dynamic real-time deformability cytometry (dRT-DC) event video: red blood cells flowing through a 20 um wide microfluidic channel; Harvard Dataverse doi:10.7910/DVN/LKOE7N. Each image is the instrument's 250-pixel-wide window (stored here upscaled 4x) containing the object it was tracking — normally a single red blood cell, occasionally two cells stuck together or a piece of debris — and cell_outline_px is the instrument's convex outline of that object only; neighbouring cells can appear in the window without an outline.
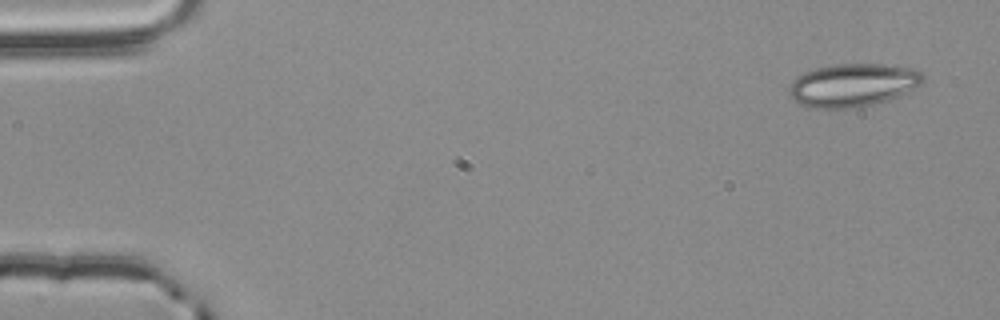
{"species": "common noctule bat (a hibernating species)", "species_latin": "Nyctalus noctula", "temperature_condition": "room temperature", "stored_images_in_passage": 53, "camera_frame_rate_fps": 3000, "um_per_image_px": 0.085, "animal": {"sex": "male", "body_mass_g": 20.4}, "frame": {"image": 1, "passage_image": 1, "time_ms": 0.0, "image_size_px": [1000, 320], "cell_outline_px": [[924, 80], [920, 84], [888, 100], [860, 108], [808, 108], [792, 100], [788, 96], [788, 84], [796, 76], [804, 72], [816, 68], [836, 64], [884, 64], [912, 68], [920, 72], [924, 76]], "centroid_in_image_um": [72.4, 7.24], "position_along_channel_um": 12.6, "area_um2": 33.87}}
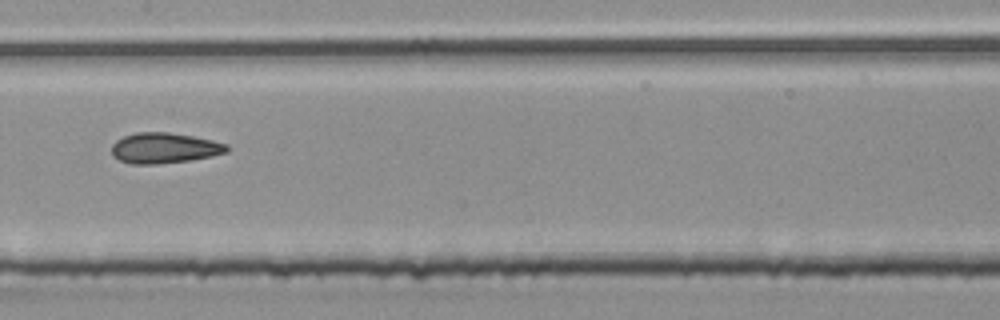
{"frame": {"image": 2, "passage_image": 26, "time_ms": 8.333, "image_size_px": [1000, 320], "cell_outline_px": [[228, 152], [212, 156], [188, 160], [156, 164], [132, 164], [120, 160], [112, 156], [112, 144], [116, 140], [124, 136], [136, 132], [168, 132], [192, 136], [212, 140], [228, 144]], "centroid_in_image_um": [13.96, 12.58], "position_along_channel_um": 193.4, "area_um2": 20.46}}
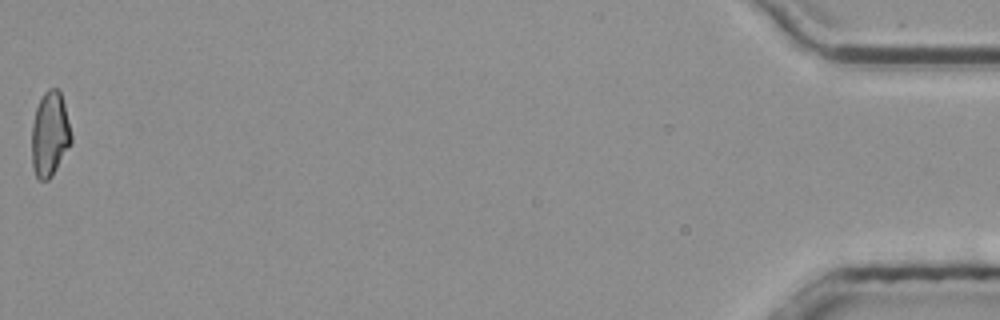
{"frame": {"image": 3, "passage_image": 53, "time_ms": 17.333, "image_size_px": [1000, 320], "cell_outline_px": [[72, 144], [52, 176], [48, 180], [40, 180], [36, 176], [32, 164], [32, 124], [36, 108], [44, 92], [48, 88], [56, 88], [60, 92], [64, 104], [72, 136]], "centroid_in_image_um": [4.24, 11.42], "position_along_channel_um": 431.0, "area_um2": 19.54}, "authors_computed_cell_mechanics": {"area_um2": 20.3456, "velocity_mm_per_s": 3.7961, "shape_relaxation_time_tau1_ms": null, "shape_relaxation_time_tau2_ms": 2.6734, "deformation_change_tau1": null, "deformation_change_tau2": 0.1058}}